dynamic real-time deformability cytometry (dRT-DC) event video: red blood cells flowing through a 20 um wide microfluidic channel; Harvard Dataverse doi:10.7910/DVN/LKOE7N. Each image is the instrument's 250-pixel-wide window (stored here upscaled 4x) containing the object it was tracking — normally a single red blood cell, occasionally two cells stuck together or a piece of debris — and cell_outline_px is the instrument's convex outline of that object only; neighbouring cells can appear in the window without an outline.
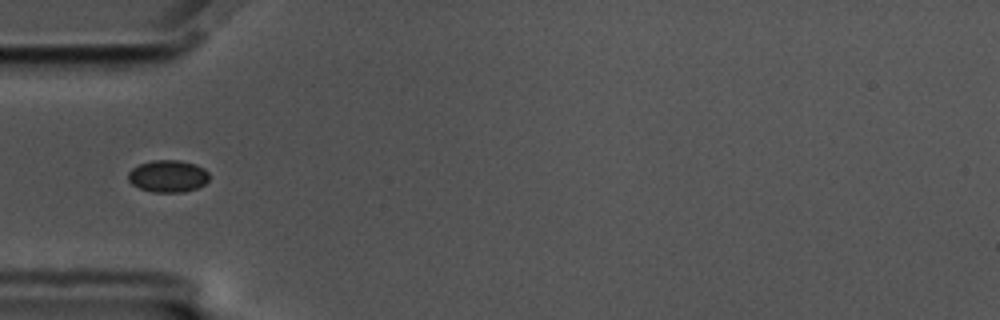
{"species": "common noctule bat (a hibernating species)", "species_latin": "Nyctalus noctula", "temperature_condition": "cold", "stored_images_in_passage": 40, "camera_frame_rate_fps": 3000, "um_per_image_px": 0.085, "animal": {"sex": "male", "body_mass_g": 17.5, "forearm_length_mm": 52.3}, "frame": {"image": 1, "passage_image": 1, "time_ms": 0.0, "image_size_px": [1000, 320], "cell_outline_px": [[208, 180], [204, 184], [196, 188], [184, 192], [152, 192], [140, 188], [132, 184], [128, 180], [128, 172], [132, 168], [140, 164], [152, 160], [180, 160], [196, 164], [204, 168], [208, 172]], "centroid_in_image_um": [14.27, 14.96], "position_along_channel_um": 70.7, "area_um2": 15.2}}
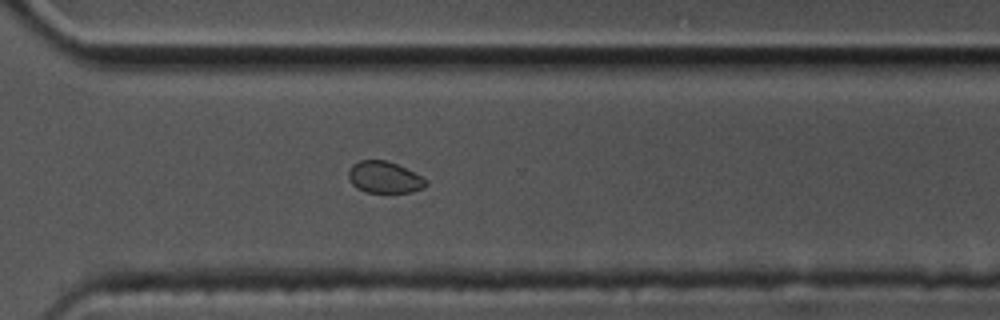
{"frame": {"image": 2, "passage_image": 24, "time_ms": 7.667, "image_size_px": [1000, 320], "cell_outline_px": [[428, 184], [424, 188], [412, 192], [364, 192], [356, 188], [352, 184], [348, 176], [348, 168], [352, 164], [360, 160], [384, 160], [396, 164], [420, 176]], "centroid_in_image_um": [32.62, 15.08], "position_along_channel_um": 338.0, "area_um2": 14.16}}
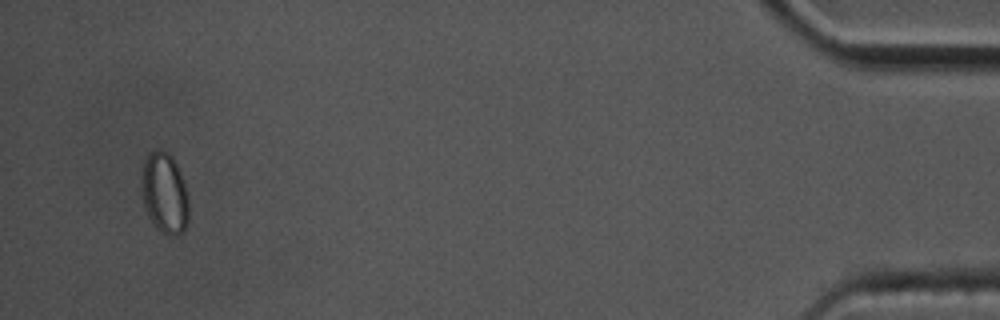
{"frame": {"image": 3, "passage_image": 38, "time_ms": 12.333, "image_size_px": [1000, 320], "cell_outline_px": [[188, 220], [184, 228], [176, 236], [168, 236], [160, 232], [156, 228], [148, 216], [144, 208], [144, 160], [152, 152], [160, 148], [168, 152], [172, 156], [176, 164], [184, 184], [188, 196]], "centroid_in_image_um": [14.02, 16.46], "position_along_channel_um": 421.2, "area_um2": 21.68}}